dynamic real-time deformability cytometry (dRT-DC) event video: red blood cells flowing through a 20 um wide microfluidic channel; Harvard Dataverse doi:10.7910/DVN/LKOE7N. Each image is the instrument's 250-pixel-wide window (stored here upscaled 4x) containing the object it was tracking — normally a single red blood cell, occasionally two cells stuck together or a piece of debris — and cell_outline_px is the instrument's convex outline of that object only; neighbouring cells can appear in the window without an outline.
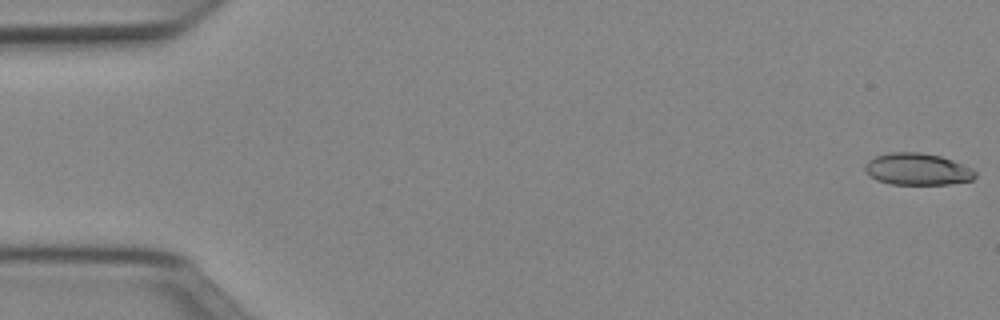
{"species": "Egyptian fruit bat (a non-hibernating species)", "species_latin": "Rousettus aegyptiacus", "temperature_condition": "cold", "stored_images_in_passage": 51, "camera_frame_rate_fps": 3000, "um_per_image_px": 0.085, "animal": {"sex": "female"}, "frame": {"image": 1, "passage_image": 1, "time_ms": 0.0, "image_size_px": [1000, 320], "cell_outline_px": [[976, 176], [972, 180], [948, 184], [892, 184], [876, 180], [868, 176], [864, 168], [864, 164], [868, 160], [876, 156], [888, 152], [920, 152], [940, 156], [952, 160], [972, 168], [976, 172]], "centroid_in_image_um": [77.95, 14.38], "position_along_channel_um": 7.1, "area_um2": 20.58}}
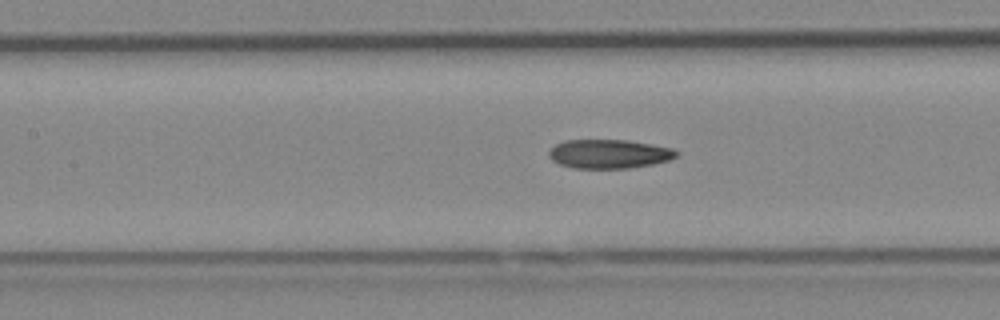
{"frame": {"image": 2, "passage_image": 23, "time_ms": 7.333, "image_size_px": [1000, 320], "cell_outline_px": [[680, 152], [676, 156], [668, 160], [652, 164], [628, 168], [572, 168], [560, 164], [552, 160], [548, 156], [548, 152], [556, 144], [564, 140], [628, 140], [672, 148]], "centroid_in_image_um": [51.75, 13.08], "position_along_channel_um": 155.6, "area_um2": 21.44}}
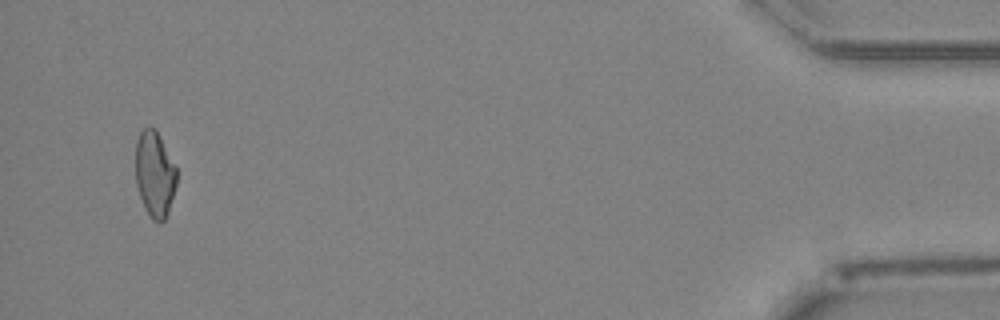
{"frame": {"image": 3, "passage_image": 49, "time_ms": 16.0, "image_size_px": [1000, 320], "cell_outline_px": [[176, 184], [168, 212], [164, 220], [160, 224], [152, 220], [140, 196], [136, 184], [136, 140], [140, 132], [148, 124], [156, 132], [176, 168]], "centroid_in_image_um": [13.13, 14.82], "position_along_channel_um": 422.1, "area_um2": 20.06}, "authors_computed_cell_mechanics": {"area_um2": 21.5016, "velocity_mm_per_s": 3.9957, "shape_relaxation_time_tau1_ms": null, "shape_relaxation_time_tau2_ms": 4.3526, "deformation_change_tau1": null, "deformation_change_tau2": 0.127}}